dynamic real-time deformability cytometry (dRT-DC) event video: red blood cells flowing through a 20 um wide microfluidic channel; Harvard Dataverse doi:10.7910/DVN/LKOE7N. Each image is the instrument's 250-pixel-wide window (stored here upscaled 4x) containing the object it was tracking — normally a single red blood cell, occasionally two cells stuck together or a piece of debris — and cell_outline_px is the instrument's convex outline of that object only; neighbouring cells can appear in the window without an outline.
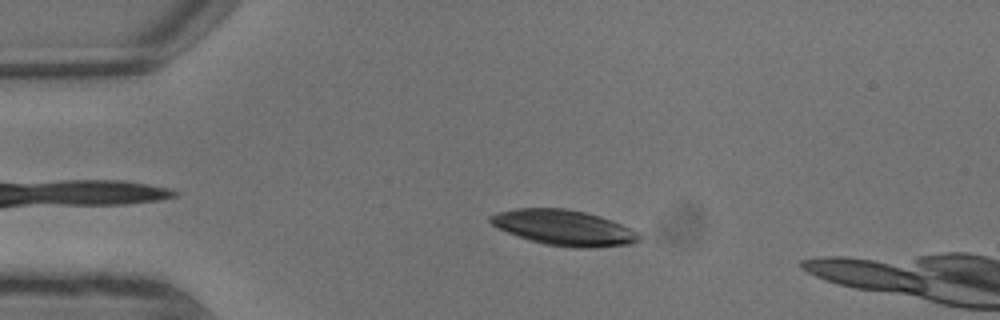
{"species": "common noctule bat (a hibernating species)", "species_latin": "Nyctalus noctula", "temperature_condition": "warm", "stored_images_in_passage": 5, "camera_frame_rate_fps": 3000, "um_per_image_px": 0.085, "animal": {"sex": "male", "body_mass_g": 13.3}, "frame": {"image": 1, "passage_image": 3, "time_ms": 0.667, "image_size_px": [1000, 320], "cell_outline_px": [[640, 240], [632, 244], [596, 248], [572, 248], [544, 244], [528, 240], [516, 236], [496, 228], [488, 220], [488, 216], [496, 212], [516, 208], [564, 208], [584, 212], [600, 216], [640, 232]], "centroid_in_image_um": [47.91, 19.37], "position_along_channel_um": 37.1, "area_um2": 31.15}}